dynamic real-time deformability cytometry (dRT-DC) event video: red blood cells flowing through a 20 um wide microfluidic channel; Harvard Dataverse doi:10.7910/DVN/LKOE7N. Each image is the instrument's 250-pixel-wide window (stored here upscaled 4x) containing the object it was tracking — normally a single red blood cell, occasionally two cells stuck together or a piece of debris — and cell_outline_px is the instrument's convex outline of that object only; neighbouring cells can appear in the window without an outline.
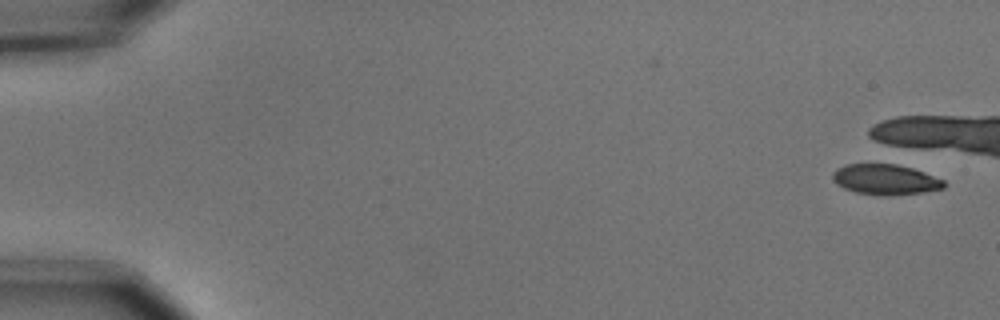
{"species": "common noctule bat (a hibernating species)", "species_latin": "Nyctalus noctula", "temperature_condition": "cold", "stored_images_in_passage": 1, "camera_frame_rate_fps": 3000, "um_per_image_px": 0.085, "animal": {"sex": "male", "body_mass_g": 15.6}, "frame": {"image": 1, "passage_image": 1, "time_ms": 0.0, "image_size_px": [1000, 320], "cell_outline_px": [[944, 188], [920, 192], [856, 192], [844, 188], [836, 184], [832, 180], [832, 172], [836, 168], [848, 164], [888, 160], [924, 172], [944, 180]], "centroid_in_image_um": [75.18, 15.13], "position_along_channel_um": 9.8, "area_um2": 19.48}}